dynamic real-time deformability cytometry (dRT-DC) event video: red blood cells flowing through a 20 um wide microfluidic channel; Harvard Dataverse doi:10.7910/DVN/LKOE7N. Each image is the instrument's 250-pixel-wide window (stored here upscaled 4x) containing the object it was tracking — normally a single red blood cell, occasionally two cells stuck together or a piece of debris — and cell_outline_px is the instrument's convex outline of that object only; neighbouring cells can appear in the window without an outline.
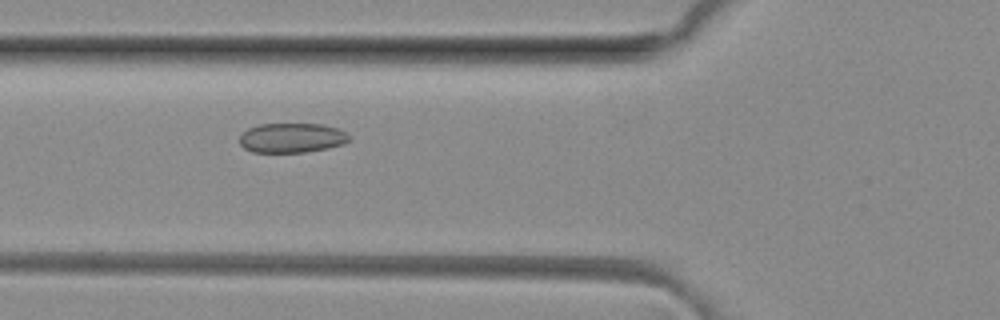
{"species": "common noctule bat (a hibernating species)", "species_latin": "Nyctalus noctula", "temperature_condition": "room temperature", "stored_images_in_passage": 9, "camera_frame_rate_fps": 3000, "um_per_image_px": 0.085, "animal": {"sex": "female", "body_mass_g": 29.2, "forearm_length_mm": 56.3}, "frame": {"image": 1, "passage_image": 7, "time_ms": 2.0, "image_size_px": [1000, 320], "cell_outline_px": [[348, 140], [344, 144], [328, 148], [304, 152], [252, 152], [244, 148], [240, 144], [240, 136], [248, 128], [260, 124], [324, 124], [340, 128], [348, 136]], "centroid_in_image_um": [24.8, 11.71], "position_along_channel_um": 101.0, "area_um2": 18.9}}